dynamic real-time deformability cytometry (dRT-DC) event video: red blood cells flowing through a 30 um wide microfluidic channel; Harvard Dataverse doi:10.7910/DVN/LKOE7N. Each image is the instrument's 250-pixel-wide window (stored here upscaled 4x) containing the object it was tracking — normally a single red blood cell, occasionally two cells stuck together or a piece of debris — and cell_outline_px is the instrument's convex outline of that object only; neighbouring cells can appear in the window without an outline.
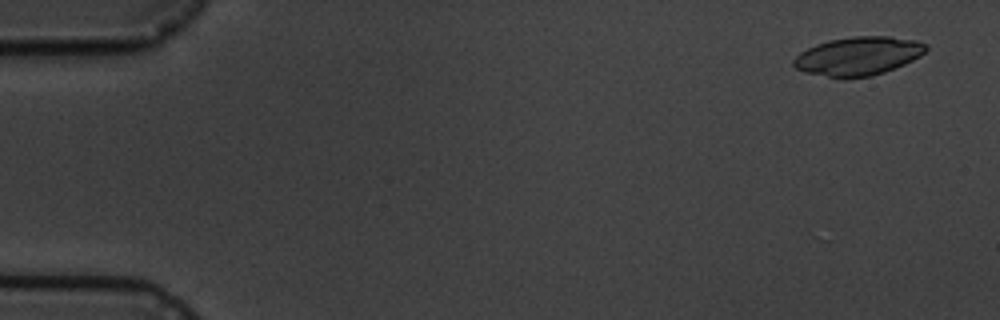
{"species": "common noctule bat (a hibernating species)", "species_latin": "Nyctalus noctula", "temperature_condition": "cold", "stored_images_in_passage": 6, "camera_frame_rate_fps": 3000, "um_per_image_px": 0.085, "animal": {"sex": "male", "body_mass_g": 19.5, "forearm_length_mm": 54.6}, "frame": {"image": 1, "passage_image": 1, "time_ms": 0.0, "image_size_px": [1000, 320], "cell_outline_px": [[928, 48], [920, 56], [904, 64], [884, 72], [872, 76], [848, 80], [844, 80], [804, 72], [796, 68], [792, 64], [792, 60], [800, 52], [816, 44], [828, 40], [852, 36], [888, 36], [916, 40], [928, 44]], "centroid_in_image_um": [72.93, 4.78], "position_along_channel_um": 12.1, "area_um2": 30.23}}